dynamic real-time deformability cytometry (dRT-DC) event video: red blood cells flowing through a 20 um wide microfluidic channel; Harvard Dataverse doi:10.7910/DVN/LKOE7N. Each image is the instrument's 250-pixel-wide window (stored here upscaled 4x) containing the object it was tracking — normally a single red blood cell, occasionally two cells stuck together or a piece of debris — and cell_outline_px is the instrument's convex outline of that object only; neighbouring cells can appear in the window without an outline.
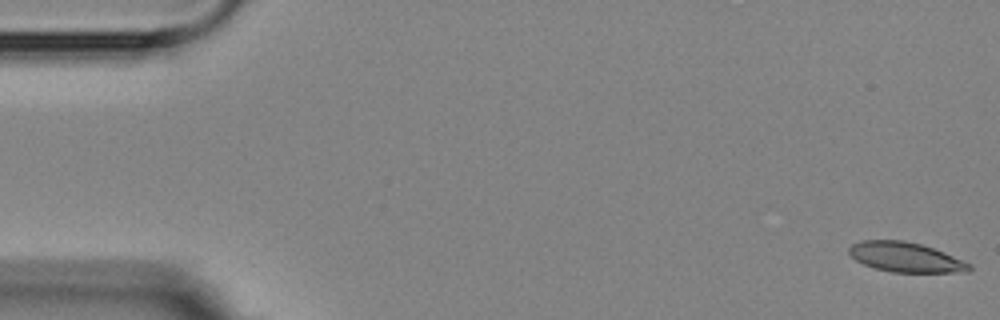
{"species": "Egyptian fruit bat (a non-hibernating species)", "species_latin": "Rousettus aegyptiacus", "temperature_condition": "room temperature", "stored_images_in_passage": 4, "camera_frame_rate_fps": 3000, "um_per_image_px": 0.085, "animal": {"sex": "female"}, "frame": {"image": 1, "passage_image": 1, "time_ms": 0.0, "image_size_px": [1000, 320], "cell_outline_px": [[972, 268], [968, 272], [892, 272], [876, 268], [864, 264], [856, 260], [848, 252], [848, 248], [852, 244], [860, 240], [904, 240], [920, 244], [944, 252], [964, 260], [972, 264]], "centroid_in_image_um": [76.99, 21.86], "position_along_channel_um": 8.0, "area_um2": 20.87}}